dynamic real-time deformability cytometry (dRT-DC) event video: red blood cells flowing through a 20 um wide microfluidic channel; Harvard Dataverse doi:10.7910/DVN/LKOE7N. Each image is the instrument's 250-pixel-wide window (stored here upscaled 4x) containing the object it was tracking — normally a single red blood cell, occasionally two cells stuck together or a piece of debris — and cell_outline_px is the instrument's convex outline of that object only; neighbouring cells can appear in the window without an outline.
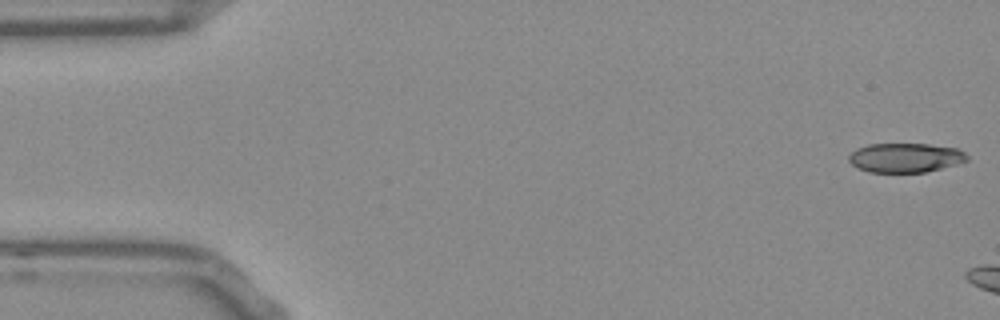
{"species": "Egyptian fruit bat (a non-hibernating species)", "species_latin": "Rousettus aegyptiacus", "temperature_condition": "room temperature", "stored_images_in_passage": 10, "camera_frame_rate_fps": 3000, "um_per_image_px": 0.085, "frame": {"image": 1, "passage_image": 1, "time_ms": 0.0, "image_size_px": [1000, 320], "cell_outline_px": [[968, 160], [956, 164], [924, 172], [868, 172], [856, 168], [848, 160], [848, 156], [856, 148], [868, 144], [928, 144], [956, 148], [964, 152], [968, 156]], "centroid_in_image_um": [76.91, 13.4], "position_along_channel_um": 8.1, "area_um2": 20.17}}